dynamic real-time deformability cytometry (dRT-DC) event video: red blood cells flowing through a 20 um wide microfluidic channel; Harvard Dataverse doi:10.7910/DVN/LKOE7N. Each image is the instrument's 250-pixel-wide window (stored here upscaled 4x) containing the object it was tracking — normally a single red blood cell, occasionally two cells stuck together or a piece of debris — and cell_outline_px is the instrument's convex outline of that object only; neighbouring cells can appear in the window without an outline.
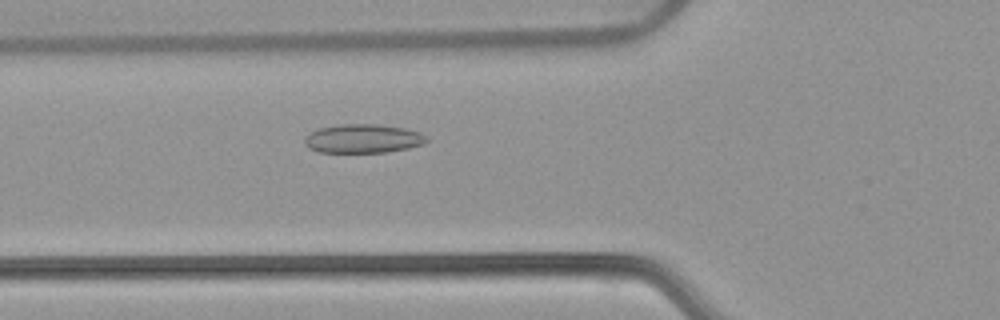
{"species": "common noctule bat (a hibernating species)", "species_latin": "Nyctalus noctula", "temperature_condition": "warm", "stored_images_in_passage": 49, "camera_frame_rate_fps": 3000, "um_per_image_px": 0.085, "animal": {"sex": "female", "body_mass_g": 22.7, "forearm_length_mm": 54.2}, "frame": {"image": 1, "passage_image": 15, "time_ms": 4.667, "image_size_px": [1000, 320], "cell_outline_px": [[428, 140], [424, 144], [408, 148], [384, 152], [320, 152], [308, 148], [304, 144], [304, 136], [308, 132], [320, 128], [340, 124], [376, 124], [404, 128], [420, 132], [428, 136]], "centroid_in_image_um": [30.84, 11.78], "position_along_channel_um": 95.0, "area_um2": 20.63}}
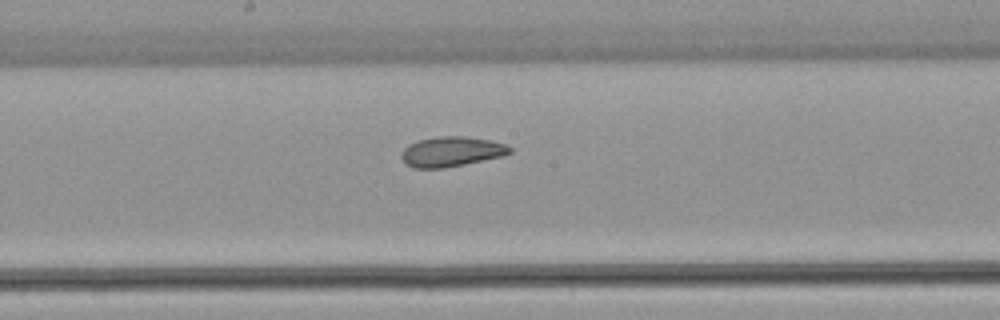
{"frame": {"image": 2, "passage_image": 24, "time_ms": 7.667, "image_size_px": [1000, 320], "cell_outline_px": [[512, 152], [504, 156], [444, 168], [412, 168], [404, 164], [400, 156], [400, 152], [408, 144], [420, 140], [440, 136], [464, 136], [488, 140], [504, 144], [512, 148]], "centroid_in_image_um": [38.33, 12.9], "position_along_channel_um": 209.9, "area_um2": 19.02}}
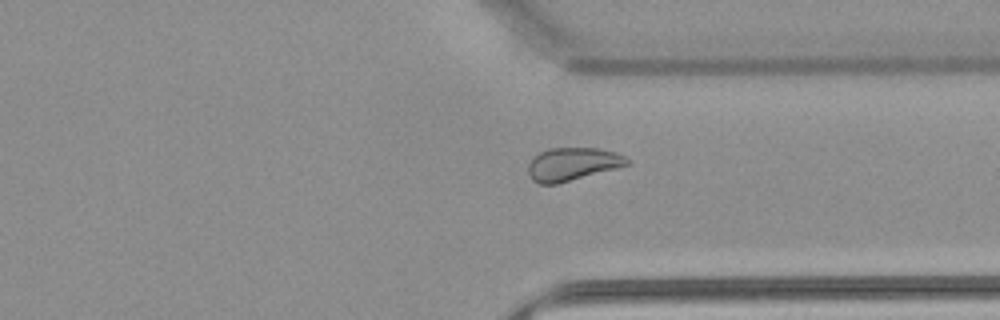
{"frame": {"image": 3, "passage_image": 36, "time_ms": 11.667, "image_size_px": [1000, 320], "cell_outline_px": [[632, 164], [556, 184], [540, 184], [532, 180], [528, 176], [528, 164], [532, 156], [548, 148], [596, 148], [616, 152], [632, 160]], "centroid_in_image_um": [48.66, 13.94], "position_along_channel_um": 362.7, "area_um2": 19.25}, "authors_computed_cell_mechanics": {"area_um2": 20.6346, "velocity_mm_per_s": 3.821, "shape_relaxation_time_tau1_ms": null, "shape_relaxation_time_tau2_ms": 1.7795, "deformation_change_tau1": null, "deformation_change_tau2": 0.0551}}